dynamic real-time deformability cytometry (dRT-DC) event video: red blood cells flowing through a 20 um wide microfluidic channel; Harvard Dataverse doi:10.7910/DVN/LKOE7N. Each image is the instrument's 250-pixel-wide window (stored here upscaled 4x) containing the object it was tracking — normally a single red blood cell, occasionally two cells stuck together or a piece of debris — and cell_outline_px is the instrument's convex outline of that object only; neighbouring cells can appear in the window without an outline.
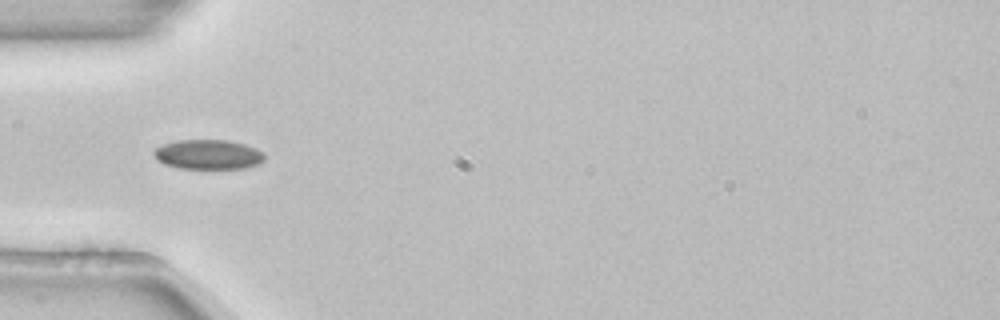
{"species": "common noctule bat (a hibernating species)", "species_latin": "Nyctalus noctula", "temperature_condition": "room temperature", "stored_images_in_passage": 37, "camera_frame_rate_fps": 3000, "um_per_image_px": 0.085, "animal": {"sex": "female", "body_mass_g": 22.7, "forearm_length_mm": 54.2}, "frame": {"image": 1, "passage_image": 1, "time_ms": 0.0, "image_size_px": [1000, 320], "cell_outline_px": [[264, 160], [260, 164], [244, 168], [180, 168], [164, 164], [156, 160], [152, 152], [156, 148], [164, 144], [176, 140], [228, 140], [244, 144], [256, 148], [264, 152]], "centroid_in_image_um": [17.7, 13.13], "position_along_channel_um": 67.3, "area_um2": 19.19}}
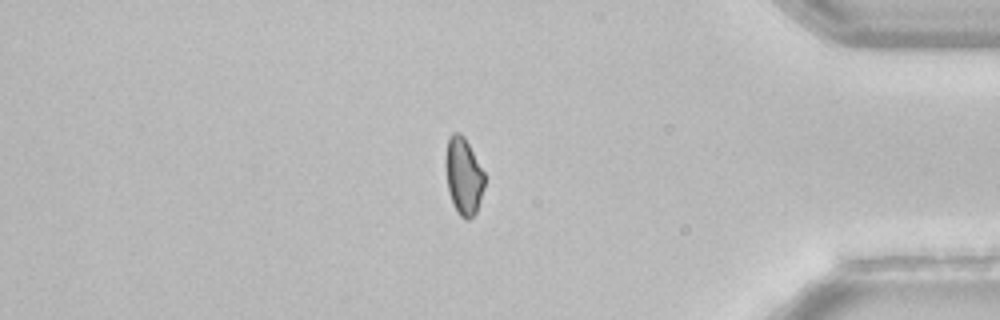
{"frame": {"image": 2, "passage_image": 29, "time_ms": 9.333, "image_size_px": [1000, 320], "cell_outline_px": [[484, 188], [476, 212], [468, 220], [464, 220], [460, 216], [452, 204], [448, 192], [444, 164], [444, 160], [448, 136], [452, 132], [460, 132], [464, 136], [484, 172]], "centroid_in_image_um": [39.36, 14.95], "position_along_channel_um": 395.8, "area_um2": 17.8}}
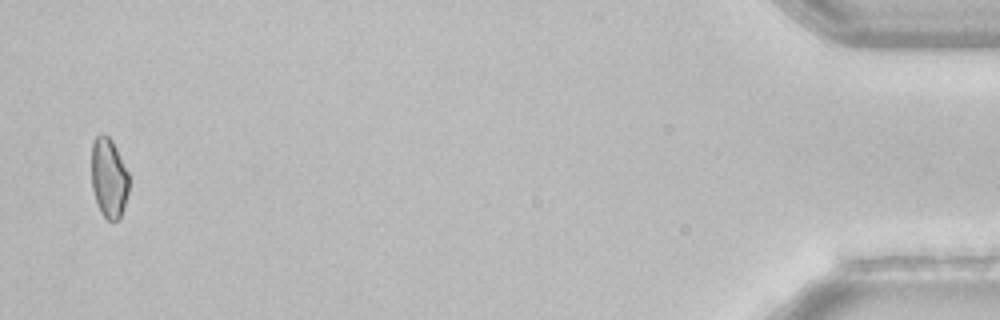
{"frame": {"image": 3, "passage_image": 36, "time_ms": 11.667, "image_size_px": [1000, 320], "cell_outline_px": [[128, 192], [120, 220], [108, 220], [100, 212], [92, 188], [92, 144], [96, 136], [108, 136], [112, 140], [128, 172]], "centroid_in_image_um": [9.25, 15.15], "position_along_channel_um": 425.9, "area_um2": 17.17}, "authors_computed_cell_mechanics": {"area_um2": 18.1492, "velocity_mm_per_s": 3.8681, "shape_relaxation_time_tau1_ms": 3.148, "shape_relaxation_time_tau2_ms": null, "deformation_change_tau1": 0.0671, "deformation_change_tau2": null}}